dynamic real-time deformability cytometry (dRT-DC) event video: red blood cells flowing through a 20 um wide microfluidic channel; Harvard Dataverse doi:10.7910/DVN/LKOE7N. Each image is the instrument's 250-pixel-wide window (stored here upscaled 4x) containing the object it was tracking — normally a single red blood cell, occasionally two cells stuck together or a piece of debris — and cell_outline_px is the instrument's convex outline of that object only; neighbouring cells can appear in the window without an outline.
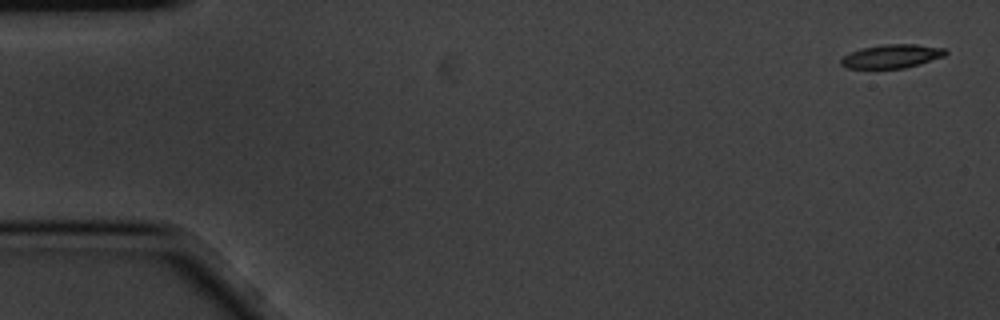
{"species": "common noctule bat (a hibernating species)", "species_latin": "Nyctalus noctula", "temperature_condition": "cold", "stored_images_in_passage": 4, "camera_frame_rate_fps": 3000, "um_per_image_px": 0.085, "animal": {"sex": "male", "body_mass_g": 20.1, "forearm_length_mm": 53.5}, "frame": {"image": 1, "passage_image": 1, "time_ms": 0.0, "image_size_px": [1000, 320], "cell_outline_px": [[948, 52], [944, 56], [920, 64], [904, 68], [844, 68], [840, 64], [840, 60], [844, 56], [852, 52], [864, 48], [884, 44], [916, 44], [944, 48]], "centroid_in_image_um": [75.81, 4.78], "position_along_channel_um": 9.2, "area_um2": 14.28}}
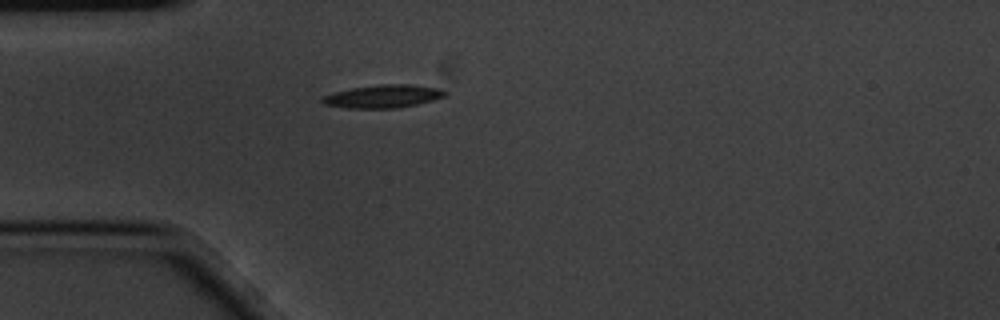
{"frame": {"image": 2, "passage_image": 4, "time_ms": 1.0, "image_size_px": [1000, 320], "cell_outline_px": [[448, 92], [444, 96], [432, 100], [416, 104], [396, 108], [348, 108], [324, 104], [320, 100], [324, 96], [332, 92], [352, 88], [380, 84], [412, 84], [440, 88]], "centroid_in_image_um": [32.56, 8.18], "position_along_channel_um": 52.4, "area_um2": 16.42}}